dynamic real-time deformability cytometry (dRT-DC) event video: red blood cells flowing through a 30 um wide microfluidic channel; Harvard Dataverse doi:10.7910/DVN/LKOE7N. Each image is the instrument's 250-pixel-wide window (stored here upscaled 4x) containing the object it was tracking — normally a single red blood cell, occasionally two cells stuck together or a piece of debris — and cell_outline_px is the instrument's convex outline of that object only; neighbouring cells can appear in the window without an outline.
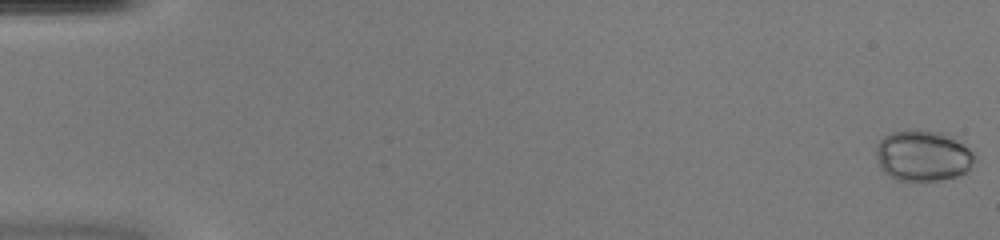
{"species": "common noctule bat (a hibernating species)", "species_latin": "Nyctalus noctula", "temperature_condition": "warm", "stored_images_in_passage": 34, "camera_frame_rate_fps": 3000, "um_per_image_px": 0.085, "animal": {"sex": "female", "body_mass_g": 20.0, "forearm_length_mm": 54.0}, "frame": {"image": 1, "passage_image": 1, "time_ms": 0.0, "image_size_px": [1000, 240], "cell_outline_px": [[972, 160], [968, 168], [964, 172], [956, 176], [940, 180], [896, 180], [884, 172], [880, 168], [876, 156], [876, 144], [884, 136], [892, 132], [908, 128], [940, 132], [952, 136], [968, 148], [972, 152]], "centroid_in_image_um": [78.37, 13.21], "position_along_channel_um": 6.6, "area_um2": 29.07}}
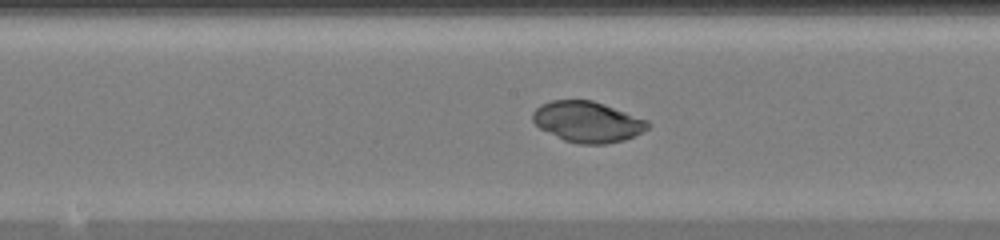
{"frame": {"image": 2, "passage_image": 28, "time_ms": 9.0, "image_size_px": [1000, 240], "cell_outline_px": [[652, 124], [648, 128], [624, 140], [604, 144], [576, 144], [564, 140], [540, 128], [532, 120], [532, 112], [540, 104], [552, 100], [592, 100], [604, 104], [648, 120]], "centroid_in_image_um": [49.92, 10.35], "position_along_channel_um": 198.3, "area_um2": 27.28}}
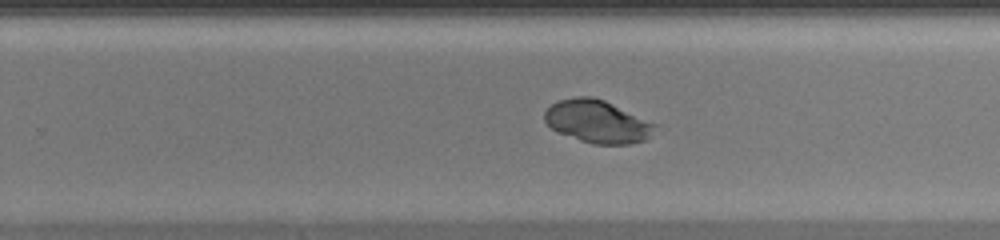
{"frame": {"image": 3, "passage_image": 34, "time_ms": 11.0, "image_size_px": [1000, 240], "cell_outline_px": [[660, 124], [644, 140], [632, 144], [592, 144], [556, 132], [544, 120], [544, 112], [552, 104], [560, 100], [576, 96], [592, 96], [604, 100]], "centroid_in_image_um": [50.8, 10.33], "position_along_channel_um": 279.0, "area_um2": 27.63}}